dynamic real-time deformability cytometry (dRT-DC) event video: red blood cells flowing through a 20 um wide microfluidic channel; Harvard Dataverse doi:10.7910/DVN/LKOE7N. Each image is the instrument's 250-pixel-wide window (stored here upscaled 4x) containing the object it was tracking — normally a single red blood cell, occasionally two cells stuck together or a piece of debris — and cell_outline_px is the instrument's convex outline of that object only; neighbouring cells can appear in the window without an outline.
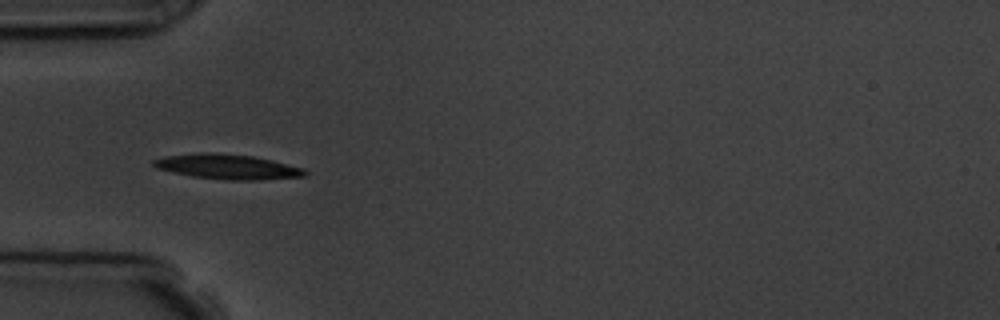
{"species": "common noctule bat (a hibernating species)", "species_latin": "Nyctalus noctula", "temperature_condition": "room temperature", "stored_images_in_passage": 10, "camera_frame_rate_fps": 3000, "um_per_image_px": 0.085, "animal": {"sex": "male", "body_mass_g": 19.5, "forearm_length_mm": 54.6}, "frame": {"image": 1, "passage_image": 4, "time_ms": 3.333, "image_size_px": [1000, 320], "cell_outline_px": [[308, 176], [260, 180], [224, 180], [192, 176], [172, 172], [156, 168], [152, 164], [152, 160], [164, 156], [200, 152], [208, 152], [252, 156], [272, 160], [304, 168], [308, 172]], "centroid_in_image_um": [19.35, 14.17], "position_along_channel_um": 65.7, "area_um2": 22.14}}
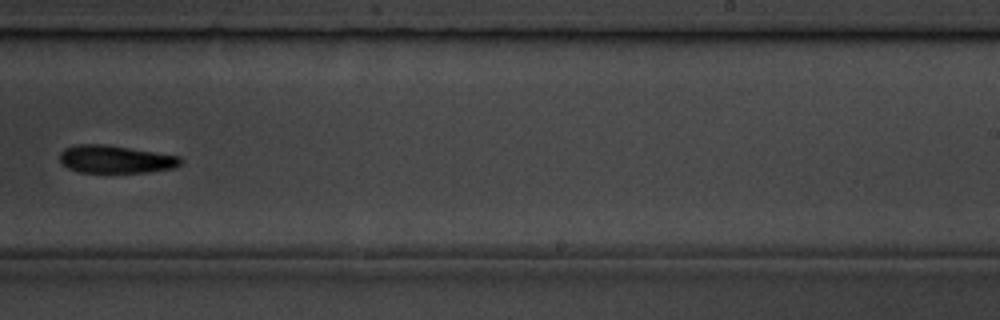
{"frame": {"image": 2, "passage_image": 9, "time_ms": 9.0, "image_size_px": [1000, 320], "cell_outline_px": [[184, 160], [176, 168], [148, 172], [80, 172], [68, 168], [60, 164], [60, 152], [64, 148], [76, 144], [104, 144], [180, 156]], "centroid_in_image_um": [9.81, 13.53], "position_along_channel_um": 279.2, "area_um2": 19.65}}